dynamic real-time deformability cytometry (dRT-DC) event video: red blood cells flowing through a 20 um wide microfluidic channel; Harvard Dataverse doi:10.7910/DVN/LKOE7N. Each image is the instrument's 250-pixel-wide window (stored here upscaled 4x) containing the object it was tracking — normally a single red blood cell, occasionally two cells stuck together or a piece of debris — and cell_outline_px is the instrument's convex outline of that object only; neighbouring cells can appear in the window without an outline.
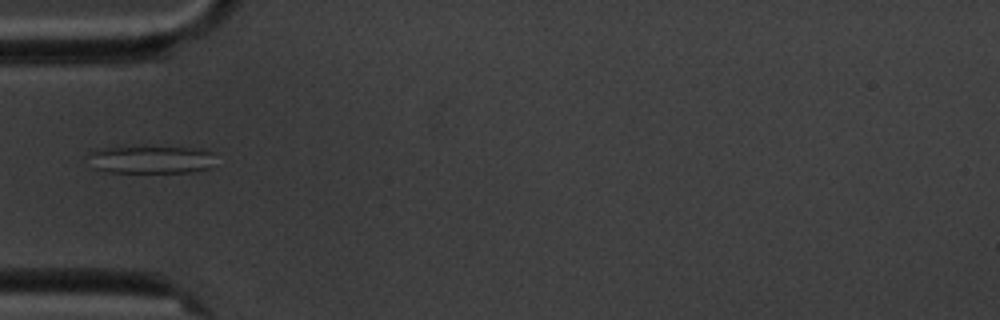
{"species": "common noctule bat (a hibernating species)", "species_latin": "Nyctalus noctula", "temperature_condition": "cold", "stored_images_in_passage": 8, "camera_frame_rate_fps": 3000, "um_per_image_px": 0.085, "animal": {"sex": "male", "body_mass_g": 20.1, "forearm_length_mm": 53.5}, "frame": {"image": 1, "passage_image": 4, "time_ms": 3.667, "image_size_px": [1000, 320], "cell_outline_px": [[212, 152], [208, 168], [192, 172], [108, 172], [92, 168], [84, 156], [92, 148], [116, 144], [204, 148]], "centroid_in_image_um": [12.59, 13.49], "position_along_channel_um": 72.4, "area_um2": 22.08}}
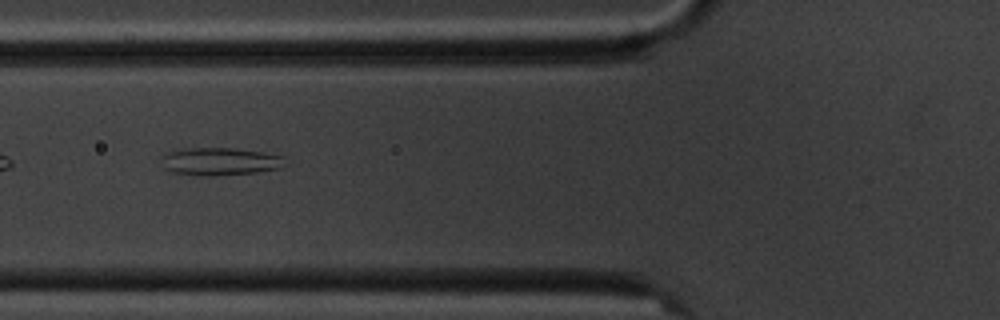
{"frame": {"image": 2, "passage_image": 5, "time_ms": 4.667, "image_size_px": [1000, 320], "cell_outline_px": [[288, 164], [280, 168], [256, 172], [212, 176], [200, 176], [172, 172], [164, 168], [160, 156], [164, 152], [184, 148], [236, 148], [284, 156]], "centroid_in_image_um": [18.67, 13.72], "position_along_channel_um": 107.1, "area_um2": 20.29}}